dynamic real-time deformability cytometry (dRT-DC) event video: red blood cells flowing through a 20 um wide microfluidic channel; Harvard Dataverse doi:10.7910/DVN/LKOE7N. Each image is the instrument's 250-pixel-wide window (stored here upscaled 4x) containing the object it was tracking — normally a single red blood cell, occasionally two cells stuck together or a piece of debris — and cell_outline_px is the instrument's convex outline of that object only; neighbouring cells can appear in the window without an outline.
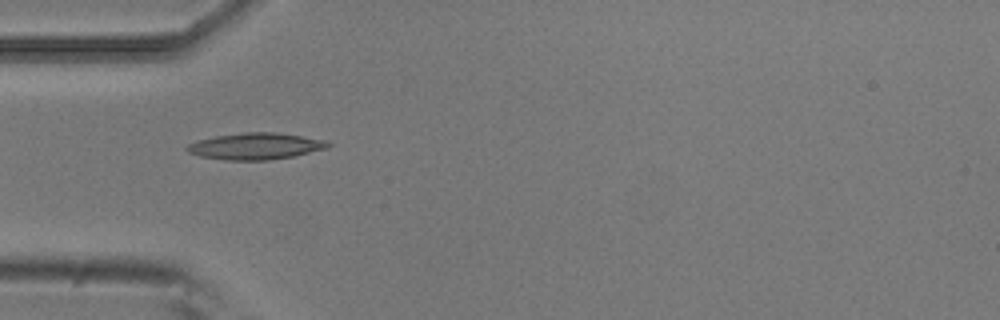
{"species": "common noctule bat (a hibernating species)", "species_latin": "Nyctalus noctula", "temperature_condition": "room temperature", "stored_images_in_passage": 7, "camera_frame_rate_fps": 3000, "um_per_image_px": 0.085, "animal": {"sex": "male", "body_mass_g": 20.5, "forearm_length_mm": 52.5}, "frame": {"image": 1, "passage_image": 5, "time_ms": 1.333, "image_size_px": [1000, 320], "cell_outline_px": [[332, 144], [328, 148], [296, 156], [268, 160], [224, 160], [200, 156], [188, 152], [184, 148], [188, 144], [200, 140], [216, 136], [244, 132], [276, 132], [324, 140]], "centroid_in_image_um": [21.73, 12.43], "position_along_channel_um": 63.3, "area_um2": 21.79}}
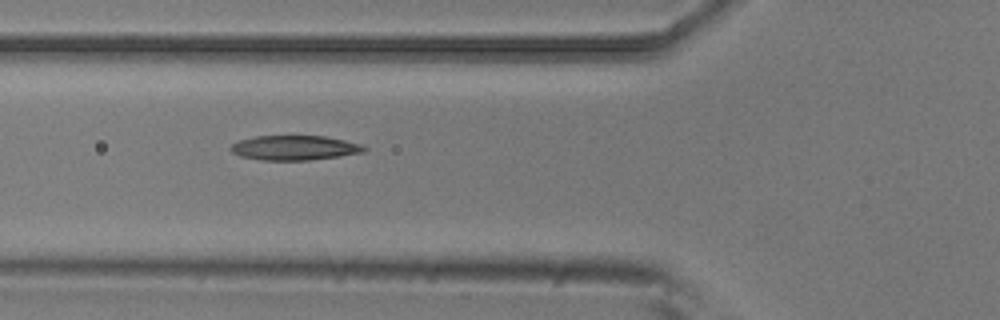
{"frame": {"image": 2, "passage_image": 6, "time_ms": 1.667, "image_size_px": [1000, 320], "cell_outline_px": [[368, 148], [364, 152], [340, 156], [308, 160], [260, 160], [240, 156], [232, 152], [228, 148], [232, 144], [240, 140], [256, 136], [324, 136], [344, 140], [360, 144]], "centroid_in_image_um": [25.02, 12.56], "position_along_channel_um": 100.8, "area_um2": 19.13}}
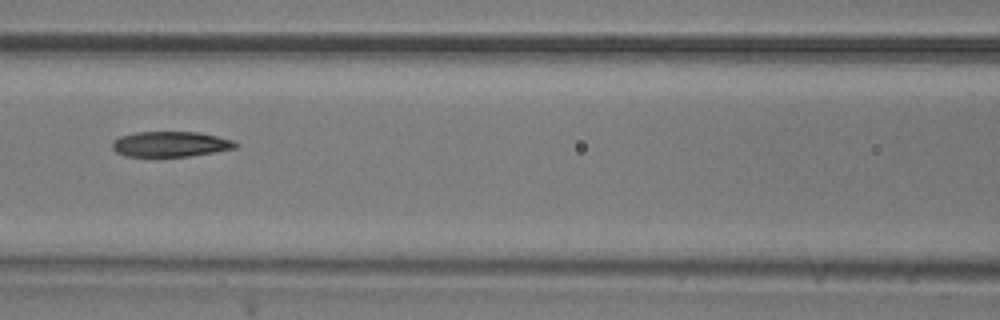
{"frame": {"image": 3, "passage_image": 7, "time_ms": 2.0, "image_size_px": [1000, 320], "cell_outline_px": [[240, 144], [236, 148], [216, 152], [188, 156], [124, 156], [116, 152], [112, 148], [112, 140], [120, 136], [136, 132], [200, 132], [232, 140]], "centroid_in_image_um": [14.49, 12.25], "position_along_channel_um": 152.1, "area_um2": 18.26}}